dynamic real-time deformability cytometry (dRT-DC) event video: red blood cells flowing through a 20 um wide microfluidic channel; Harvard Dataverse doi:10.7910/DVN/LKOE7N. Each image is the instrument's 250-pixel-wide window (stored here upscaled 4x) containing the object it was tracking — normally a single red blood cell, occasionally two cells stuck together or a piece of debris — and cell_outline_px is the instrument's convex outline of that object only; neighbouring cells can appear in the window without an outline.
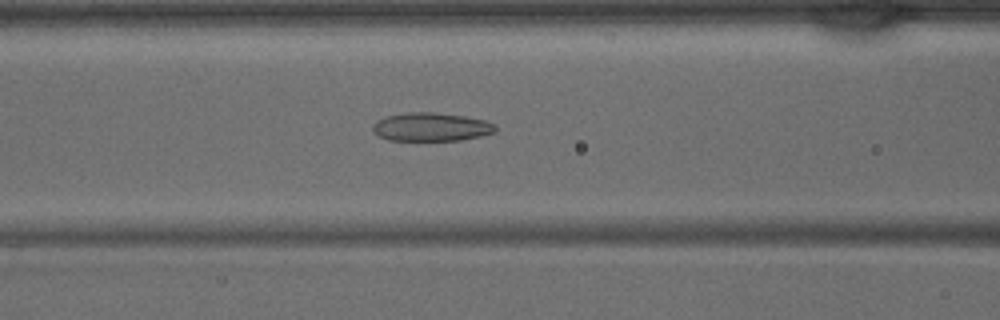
{"species": "common noctule bat (a hibernating species)", "species_latin": "Nyctalus noctula", "temperature_condition": "warm", "stored_images_in_passage": 42, "camera_frame_rate_fps": 3000, "um_per_image_px": 0.085, "animal": {"sex": "male", "body_mass_g": 15.6}, "frame": {"image": 1, "passage_image": 17, "time_ms": 5.333, "image_size_px": [1000, 320], "cell_outline_px": [[496, 132], [480, 136], [460, 140], [388, 140], [372, 132], [372, 124], [376, 120], [384, 116], [408, 112], [432, 112], [464, 116], [484, 120], [496, 124]], "centroid_in_image_um": [36.62, 10.78], "position_along_channel_um": 130.0, "area_um2": 20.46}}
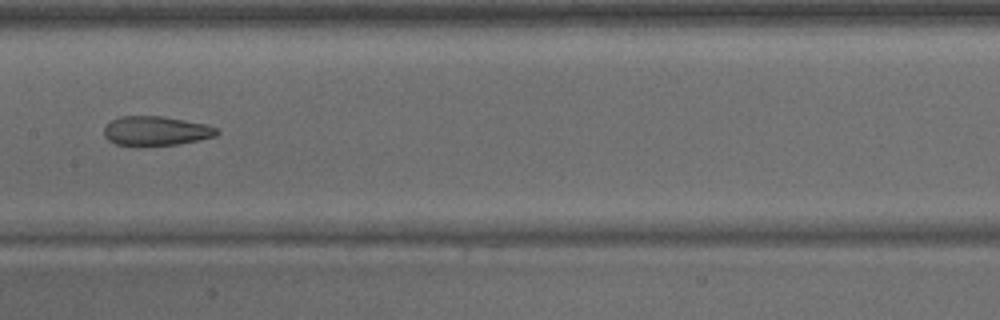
{"frame": {"image": 2, "passage_image": 21, "time_ms": 6.667, "image_size_px": [1000, 320], "cell_outline_px": [[220, 132], [216, 136], [176, 144], [116, 144], [108, 140], [104, 136], [104, 128], [112, 120], [120, 116], [160, 116], [208, 124], [220, 128]], "centroid_in_image_um": [13.3, 11.1], "position_along_channel_um": 194.1, "area_um2": 18.9}}
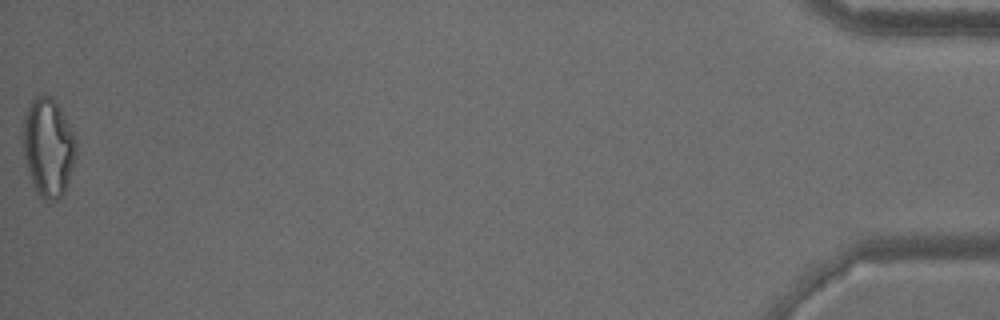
{"frame": {"image": 3, "passage_image": 42, "time_ms": 13.667, "image_size_px": [1000, 320], "cell_outline_px": [[76, 152], [68, 180], [64, 192], [56, 200], [48, 204], [40, 196], [28, 172], [20, 140], [24, 116], [28, 104], [36, 96], [52, 96], [60, 108], [76, 140]], "centroid_in_image_um": [4.05, 12.51], "position_along_channel_um": 431.1, "area_um2": 30.52}}